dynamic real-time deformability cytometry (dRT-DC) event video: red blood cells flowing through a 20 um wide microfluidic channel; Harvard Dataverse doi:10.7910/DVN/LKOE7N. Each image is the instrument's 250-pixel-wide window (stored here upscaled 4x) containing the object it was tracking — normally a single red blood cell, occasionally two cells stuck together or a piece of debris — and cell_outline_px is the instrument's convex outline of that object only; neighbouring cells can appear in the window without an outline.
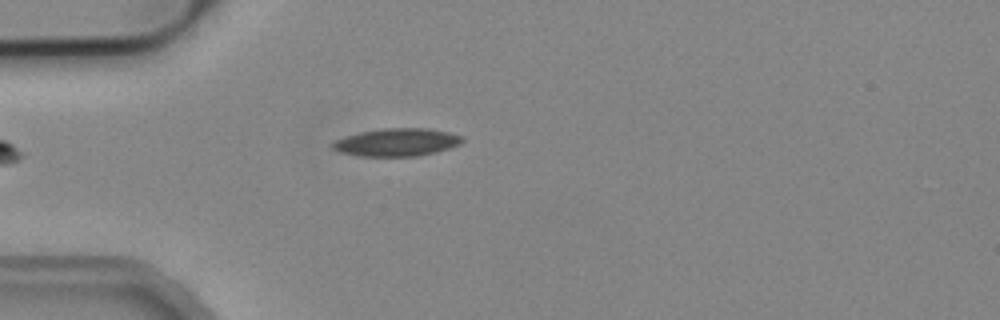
{"species": "common noctule bat (a hibernating species)", "species_latin": "Nyctalus noctula", "temperature_condition": "cold", "stored_images_in_passage": 2, "camera_frame_rate_fps": 3000, "um_per_image_px": 0.085, "animal": {"sex": "male", "body_mass_g": 19.2, "forearm_length_mm": 51.8}, "frame": {"image": 1, "passage_image": 2, "time_ms": 0.333, "image_size_px": [1000, 320], "cell_outline_px": [[464, 140], [460, 144], [436, 152], [416, 156], [360, 156], [340, 152], [332, 148], [332, 144], [336, 140], [344, 136], [360, 132], [384, 128], [428, 128], [448, 132], [464, 136]], "centroid_in_image_um": [33.74, 12.09], "position_along_channel_um": 51.3, "area_um2": 20.98}}